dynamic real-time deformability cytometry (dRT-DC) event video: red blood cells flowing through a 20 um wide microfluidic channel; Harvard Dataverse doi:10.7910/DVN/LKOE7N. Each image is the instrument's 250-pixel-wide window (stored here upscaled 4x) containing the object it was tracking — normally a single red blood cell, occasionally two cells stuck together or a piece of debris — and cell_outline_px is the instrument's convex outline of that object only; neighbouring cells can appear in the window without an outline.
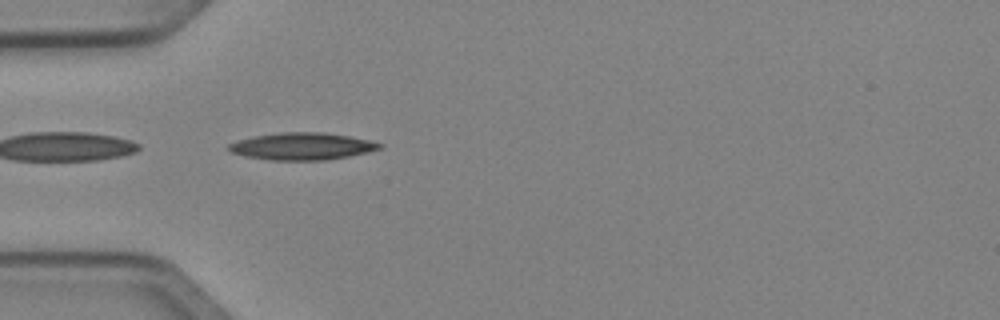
{"species": "Egyptian fruit bat (a non-hibernating species)", "species_latin": "Rousettus aegyptiacus", "temperature_condition": "cold", "stored_images_in_passage": 11, "camera_frame_rate_fps": 3000, "um_per_image_px": 0.085, "animal": {"sex": "female"}, "frame": {"image": 1, "passage_image": 1, "time_ms": 0.0, "image_size_px": [1000, 320], "cell_outline_px": [[384, 144], [380, 148], [368, 152], [348, 156], [324, 160], [268, 160], [244, 156], [232, 152], [228, 148], [228, 144], [236, 140], [252, 136], [280, 132], [324, 132], [348, 136], [368, 140]], "centroid_in_image_um": [25.63, 12.43], "position_along_channel_um": 59.4, "area_um2": 23.87}}